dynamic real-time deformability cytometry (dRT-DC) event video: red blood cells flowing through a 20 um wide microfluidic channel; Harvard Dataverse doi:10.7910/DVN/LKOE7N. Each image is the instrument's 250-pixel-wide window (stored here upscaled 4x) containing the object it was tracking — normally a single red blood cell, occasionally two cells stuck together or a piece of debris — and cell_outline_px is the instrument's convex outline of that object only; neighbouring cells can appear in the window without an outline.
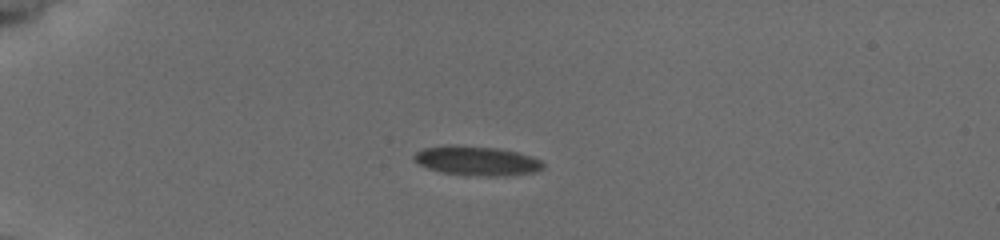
{"species": "common noctule bat (a hibernating species)", "species_latin": "Nyctalus noctula", "temperature_condition": "cold", "stored_images_in_passage": 56, "camera_frame_rate_fps": 3000, "um_per_image_px": 0.085, "animal": {"sex": "female", "body_mass_g": 19.5, "forearm_length_mm": 54.1}, "frame": {"image": 1, "passage_image": 16, "time_ms": 5.0, "image_size_px": [1000, 240], "cell_outline_px": [[544, 168], [532, 172], [504, 176], [468, 176], [440, 172], [428, 168], [420, 164], [412, 156], [416, 152], [424, 148], [448, 144], [496, 148], [516, 152], [532, 156], [540, 160], [544, 164]], "centroid_in_image_um": [40.51, 13.67], "position_along_channel_um": 44.5, "area_um2": 22.14}}
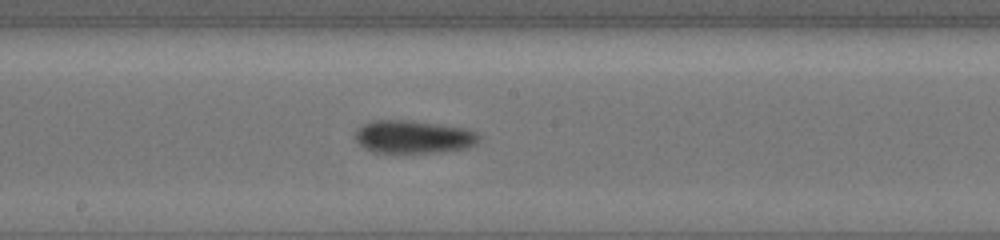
{"frame": {"image": 2, "passage_image": 33, "time_ms": 10.667, "image_size_px": [1000, 240], "cell_outline_px": [[480, 136], [476, 144], [468, 148], [436, 152], [372, 152], [364, 148], [356, 140], [356, 128], [372, 120], [408, 120], [464, 128], [476, 132]], "centroid_in_image_um": [35.12, 11.63], "position_along_channel_um": 213.1, "area_um2": 23.58}}
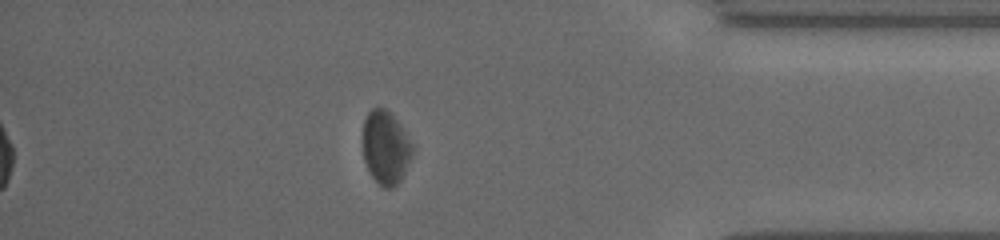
{"frame": {"image": 3, "passage_image": 50, "time_ms": 16.333, "image_size_px": [1000, 240], "cell_outline_px": [[412, 156], [400, 180], [392, 188], [384, 188], [372, 176], [364, 160], [360, 140], [364, 120], [368, 112], [372, 108], [384, 108], [400, 124], [412, 144]], "centroid_in_image_um": [32.73, 12.52], "position_along_channel_um": 402.5, "area_um2": 21.21}, "authors_computed_cell_mechanics": {"area_um2": 22.1085, "velocity_mm_per_s": 3.7658, "shape_relaxation_time_tau1_ms": 1.3334, "shape_relaxation_time_tau2_ms": null, "deformation_change_tau1": 0.0536, "deformation_change_tau2": null}}